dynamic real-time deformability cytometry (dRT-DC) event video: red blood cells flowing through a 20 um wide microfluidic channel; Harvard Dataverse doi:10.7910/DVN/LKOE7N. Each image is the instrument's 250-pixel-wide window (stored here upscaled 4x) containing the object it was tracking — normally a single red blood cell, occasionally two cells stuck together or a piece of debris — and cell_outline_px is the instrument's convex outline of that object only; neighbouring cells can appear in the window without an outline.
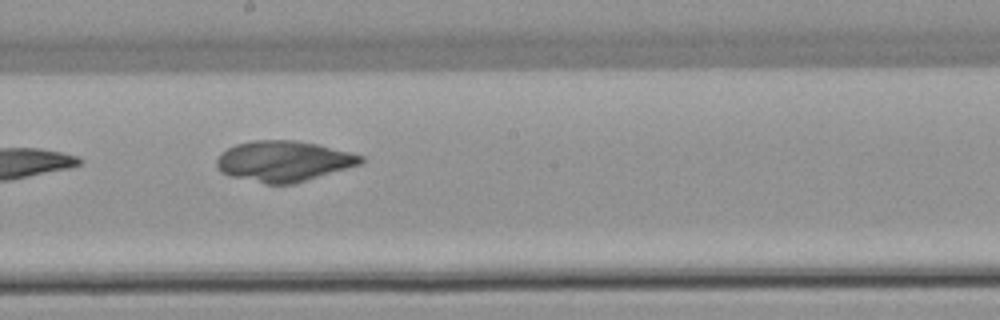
{"species": "common noctule bat (a hibernating species)", "species_latin": "Nyctalus noctula", "temperature_condition": "warm", "stored_images_in_passage": 9, "camera_frame_rate_fps": 3000, "um_per_image_px": 0.085, "animal": {"sex": "female", "body_mass_g": 22.7, "forearm_length_mm": 54.2}, "frame": {"image": 1, "passage_image": 8, "time_ms": 9.667, "image_size_px": [1000, 320], "cell_outline_px": [[364, 160], [360, 164], [292, 184], [264, 184], [232, 176], [220, 172], [216, 168], [216, 160], [220, 152], [236, 144], [252, 140], [296, 140], [316, 144], [352, 152], [364, 156]], "centroid_in_image_um": [24.07, 13.69], "position_along_channel_um": 224.1, "area_um2": 34.1}}
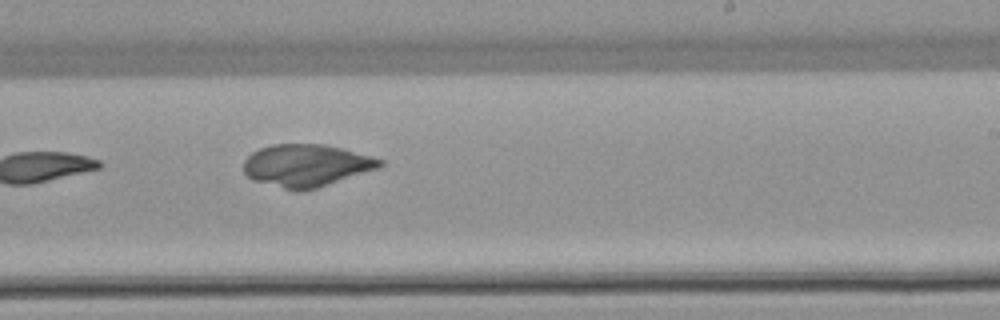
{"frame": {"image": 2, "passage_image": 9, "time_ms": 10.667, "image_size_px": [1000, 320], "cell_outline_px": [[384, 164], [380, 168], [304, 192], [296, 192], [252, 180], [244, 172], [244, 160], [252, 152], [260, 148], [272, 144], [324, 144], [372, 156], [384, 160]], "centroid_in_image_um": [26.04, 14.08], "position_along_channel_um": 263.0, "area_um2": 33.87}}